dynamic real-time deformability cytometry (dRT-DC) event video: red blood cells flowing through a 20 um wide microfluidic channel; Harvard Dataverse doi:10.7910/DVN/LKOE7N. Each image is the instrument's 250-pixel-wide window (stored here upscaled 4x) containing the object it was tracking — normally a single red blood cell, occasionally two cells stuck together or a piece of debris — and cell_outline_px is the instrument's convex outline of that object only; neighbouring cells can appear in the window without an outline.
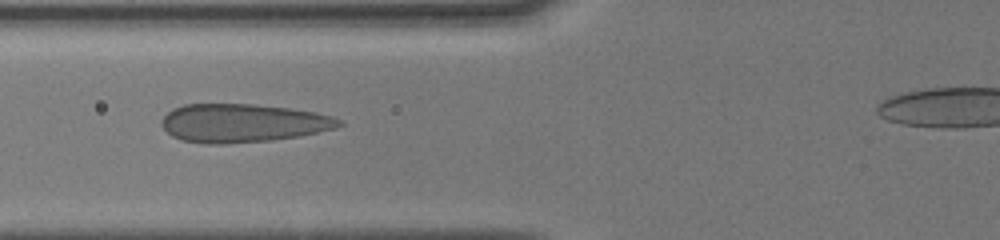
{"species": "human", "species_latin": "Homo sapiens", "temperature_condition": "cold", "stored_images_in_passage": 32, "camera_frame_rate_fps": 3000, "um_per_image_px": 0.085, "donor": {"sex": "male"}, "frame": {"image": 1, "passage_image": 8, "time_ms": 4.333, "image_size_px": [1000, 240], "cell_outline_px": [[344, 124], [336, 128], [300, 136], [272, 140], [224, 144], [208, 144], [180, 140], [172, 136], [160, 124], [160, 120], [172, 108], [184, 104], [252, 104], [288, 108], [316, 112], [332, 116], [340, 120]], "centroid_in_image_um": [20.62, 10.46], "position_along_channel_um": 105.2, "area_um2": 39.88}}
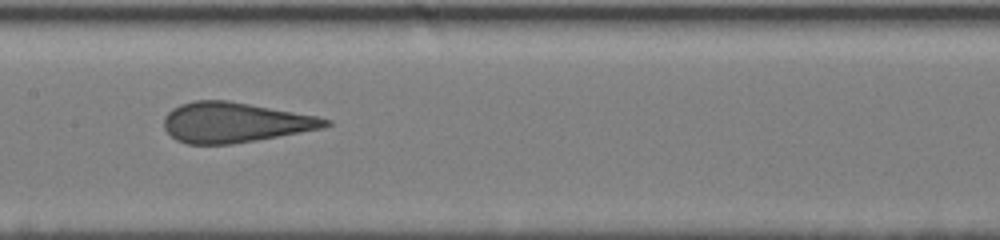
{"frame": {"image": 2, "passage_image": 14, "time_ms": 6.333, "image_size_px": [1000, 240], "cell_outline_px": [[332, 124], [324, 128], [256, 140], [232, 144], [188, 144], [176, 140], [164, 128], [164, 116], [172, 108], [180, 104], [196, 100], [228, 100], [320, 116], [332, 120]], "centroid_in_image_um": [19.98, 10.4], "position_along_channel_um": 187.4, "area_um2": 37.92}}
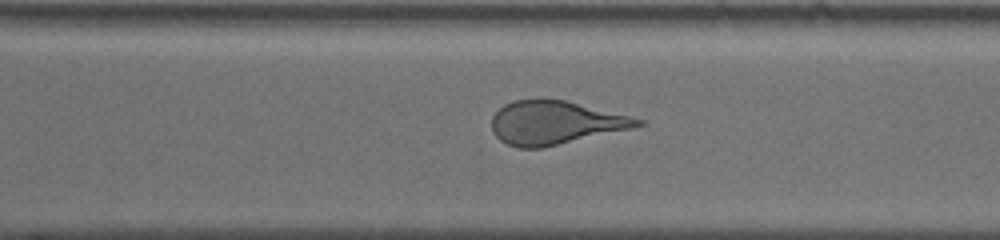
{"frame": {"image": 3, "passage_image": 28, "time_ms": 9.667, "image_size_px": [1000, 240], "cell_outline_px": [[644, 124], [632, 128], [540, 148], [520, 148], [508, 144], [500, 140], [492, 132], [492, 116], [504, 104], [516, 100], [540, 96], [564, 100], [632, 116], [644, 120]], "centroid_in_image_um": [47.15, 10.39], "position_along_channel_um": 323.4, "area_um2": 37.11}}